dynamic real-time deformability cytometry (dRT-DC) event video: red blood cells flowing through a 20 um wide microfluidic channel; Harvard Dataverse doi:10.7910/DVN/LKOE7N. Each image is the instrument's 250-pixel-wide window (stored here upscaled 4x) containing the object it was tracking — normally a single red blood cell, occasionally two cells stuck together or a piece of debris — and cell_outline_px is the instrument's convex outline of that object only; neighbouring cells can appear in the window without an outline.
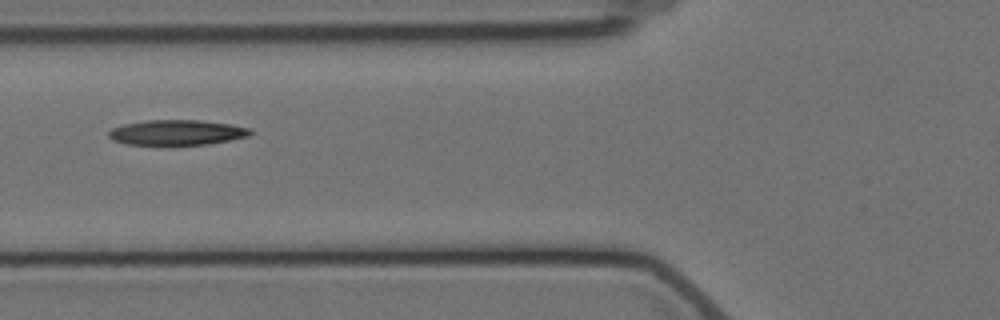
{"species": "Egyptian fruit bat (a non-hibernating species)", "species_latin": "Rousettus aegyptiacus", "temperature_condition": "cold", "stored_images_in_passage": 5, "camera_frame_rate_fps": 3000, "um_per_image_px": 0.085, "animal": {"sex": "female"}, "frame": {"image": 1, "passage_image": 3, "time_ms": 2.333, "image_size_px": [1000, 320], "cell_outline_px": [[252, 132], [248, 136], [208, 144], [124, 144], [112, 140], [108, 136], [108, 132], [112, 128], [124, 124], [148, 120], [200, 120], [228, 124], [252, 128]], "centroid_in_image_um": [15.01, 11.25], "position_along_channel_um": 110.8, "area_um2": 20.58}}
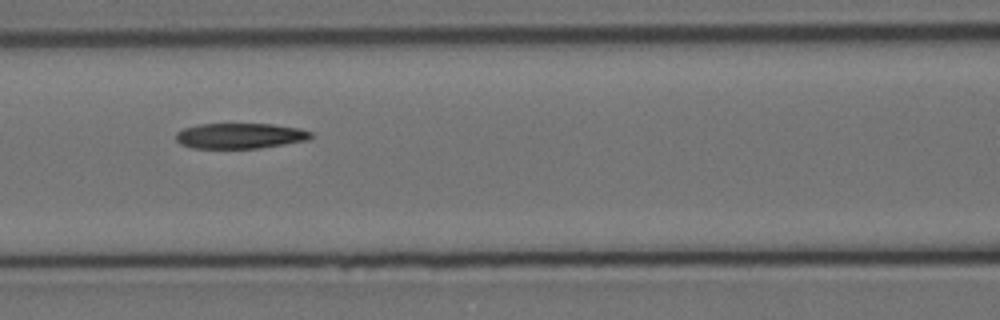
{"frame": {"image": 2, "passage_image": 4, "time_ms": 3.333, "image_size_px": [1000, 320], "cell_outline_px": [[312, 136], [308, 140], [260, 148], [192, 148], [180, 144], [176, 140], [176, 132], [184, 128], [196, 124], [272, 124], [300, 128], [312, 132]], "centroid_in_image_um": [20.39, 11.54], "position_along_channel_um": 146.2, "area_um2": 20.11}}
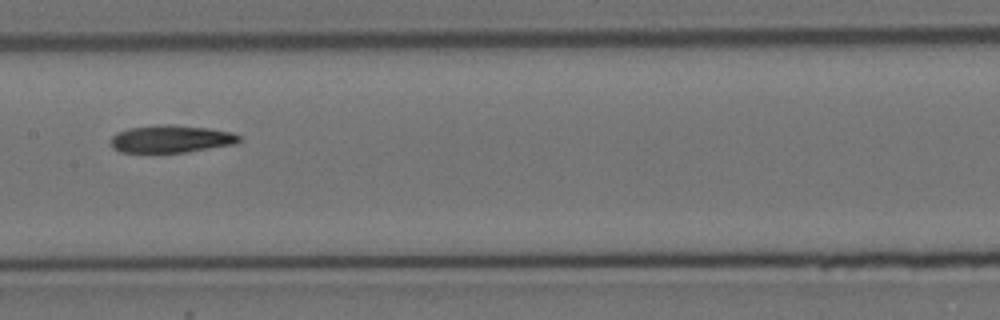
{"frame": {"image": 3, "passage_image": 5, "time_ms": 4.667, "image_size_px": [1000, 320], "cell_outline_px": [[240, 140], [232, 144], [184, 152], [120, 152], [112, 148], [112, 136], [116, 132], [128, 128], [160, 124], [172, 124], [208, 128], [232, 132], [240, 136]], "centroid_in_image_um": [14.49, 11.79], "position_along_channel_um": 192.9, "area_um2": 20.4}}